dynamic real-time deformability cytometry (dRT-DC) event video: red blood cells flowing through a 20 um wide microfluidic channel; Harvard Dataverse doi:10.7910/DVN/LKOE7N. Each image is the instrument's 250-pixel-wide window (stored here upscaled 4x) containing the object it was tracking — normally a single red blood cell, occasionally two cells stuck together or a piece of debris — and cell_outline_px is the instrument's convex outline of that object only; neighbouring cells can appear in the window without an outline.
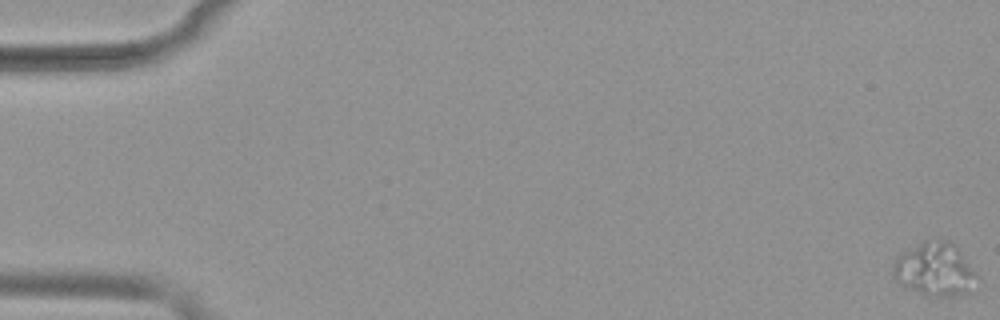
{"species": "common noctule bat (a hibernating species)", "species_latin": "Nyctalus noctula", "temperature_condition": "warm", "stored_images_in_passage": 17, "segment_of_instrument_passage": [1, 2], "camera_frame_rate_fps": 3000, "um_per_image_px": 0.085, "animal": {"sex": "female", "body_mass_g": 19.9}, "frame": {"image": 1, "passage_image": 1, "time_ms": 0.0, "image_size_px": [1000, 320], "cell_outline_px": [[980, 276], [964, 292], [956, 296], [928, 296], [900, 284], [892, 276], [892, 272], [896, 256], [900, 252], [924, 240], [948, 240], [956, 244]], "centroid_in_image_um": [79.44, 22.85], "position_along_channel_um": 5.6, "area_um2": 26.24}}
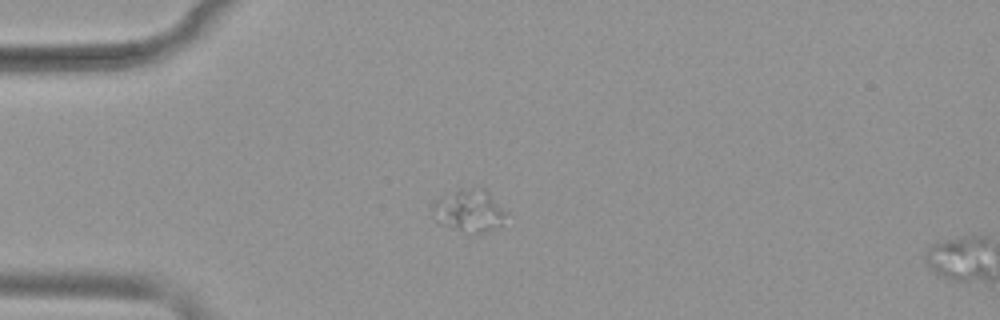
{"frame": {"image": 2, "passage_image": 15, "time_ms": 4.667, "image_size_px": [1000, 320], "cell_outline_px": [[508, 212], [500, 224], [496, 228], [484, 232], [476, 232], [452, 228], [440, 224], [432, 216], [432, 204], [440, 196], [460, 188], [484, 188]], "centroid_in_image_um": [39.85, 17.87], "position_along_channel_um": 45.2, "area_um2": 18.09}}